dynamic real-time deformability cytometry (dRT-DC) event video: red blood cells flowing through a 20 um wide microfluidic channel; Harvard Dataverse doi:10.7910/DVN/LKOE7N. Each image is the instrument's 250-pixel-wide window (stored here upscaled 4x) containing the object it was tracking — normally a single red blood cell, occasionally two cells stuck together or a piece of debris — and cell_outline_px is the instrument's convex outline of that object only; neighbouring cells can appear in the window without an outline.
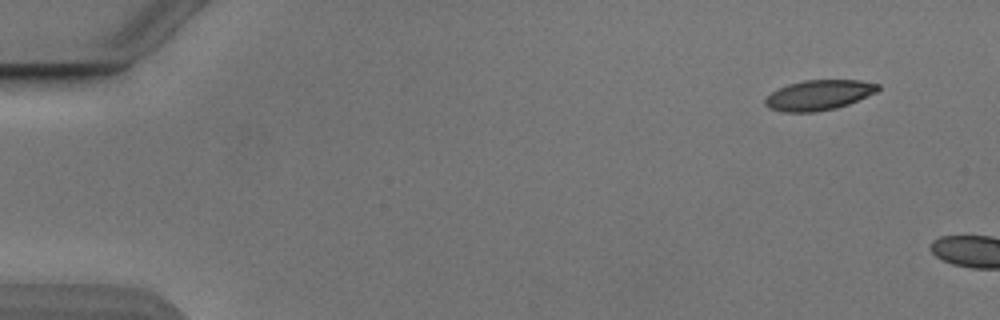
{"species": "Egyptian fruit bat (a non-hibernating species)", "species_latin": "Rousettus aegyptiacus", "temperature_condition": "cold", "stored_images_in_passage": 4, "camera_frame_rate_fps": 3000, "um_per_image_px": 0.085, "animal": {"sex": "male"}, "frame": {"image": 1, "passage_image": 1, "time_ms": 0.0, "image_size_px": [1000, 320], "cell_outline_px": [[880, 88], [876, 92], [848, 104], [836, 108], [816, 112], [780, 112], [768, 108], [764, 104], [764, 100], [772, 92], [788, 84], [804, 80], [860, 80], [880, 84]], "centroid_in_image_um": [69.58, 8.08], "position_along_channel_um": 15.4, "area_um2": 19.83}}